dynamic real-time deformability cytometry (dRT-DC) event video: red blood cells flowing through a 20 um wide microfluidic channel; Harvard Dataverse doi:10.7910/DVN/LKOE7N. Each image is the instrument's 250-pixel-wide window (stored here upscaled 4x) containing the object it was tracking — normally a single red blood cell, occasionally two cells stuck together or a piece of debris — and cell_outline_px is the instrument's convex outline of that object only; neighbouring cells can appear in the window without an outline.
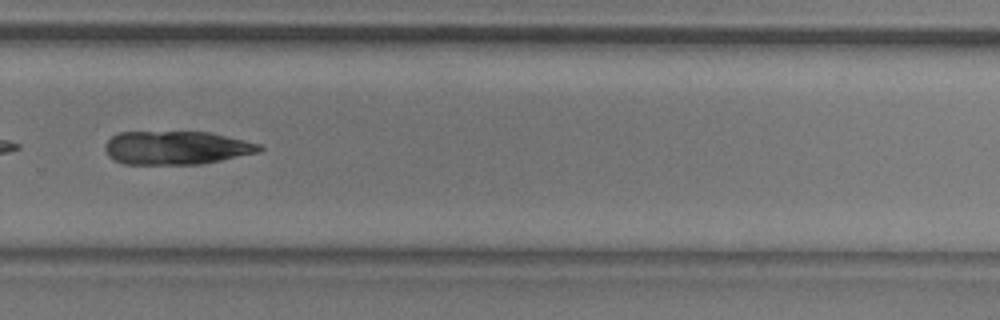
{"species": "common noctule bat (a hibernating species)", "species_latin": "Nyctalus noctula", "temperature_condition": "room temperature", "stored_images_in_passage": 39, "camera_frame_rate_fps": 3000, "um_per_image_px": 0.085, "animal": {"sex": "male", "body_mass_g": 20.5, "forearm_length_mm": 52.5}, "frame": {"image": 1, "passage_image": 23, "time_ms": 7.333, "image_size_px": [1000, 320], "cell_outline_px": [[264, 148], [260, 152], [200, 164], [124, 164], [112, 160], [108, 156], [104, 148], [104, 144], [112, 136], [120, 132], [208, 132], [244, 140], [260, 144]], "centroid_in_image_um": [14.95, 12.56], "position_along_channel_um": 314.8, "area_um2": 30.11}}